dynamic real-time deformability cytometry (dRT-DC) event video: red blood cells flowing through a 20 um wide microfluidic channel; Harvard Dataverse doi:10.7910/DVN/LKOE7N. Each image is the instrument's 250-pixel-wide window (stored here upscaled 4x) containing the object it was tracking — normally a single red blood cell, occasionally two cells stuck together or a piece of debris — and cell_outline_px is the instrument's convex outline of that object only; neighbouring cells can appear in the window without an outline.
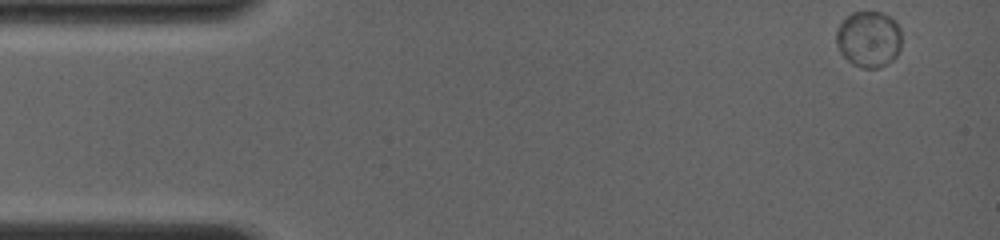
{"species": "common noctule bat (a hibernating species)", "species_latin": "Nyctalus noctula", "temperature_condition": "room temperature", "stored_images_in_passage": 12, "camera_frame_rate_fps": 4000, "um_per_image_px": 0.085, "animal": {"sex": "female", "body_mass_g": 19.0, "forearm_length_mm": 56.7}, "frame": {"image": 1, "passage_image": 1, "time_ms": 0.0, "image_size_px": [1000, 240], "cell_outline_px": [[900, 48], [896, 56], [892, 60], [876, 68], [864, 68], [852, 64], [840, 52], [836, 44], [836, 32], [840, 24], [852, 12], [880, 12], [888, 16], [900, 28]], "centroid_in_image_um": [73.82, 3.33], "position_along_channel_um": 11.2, "area_um2": 21.1}}